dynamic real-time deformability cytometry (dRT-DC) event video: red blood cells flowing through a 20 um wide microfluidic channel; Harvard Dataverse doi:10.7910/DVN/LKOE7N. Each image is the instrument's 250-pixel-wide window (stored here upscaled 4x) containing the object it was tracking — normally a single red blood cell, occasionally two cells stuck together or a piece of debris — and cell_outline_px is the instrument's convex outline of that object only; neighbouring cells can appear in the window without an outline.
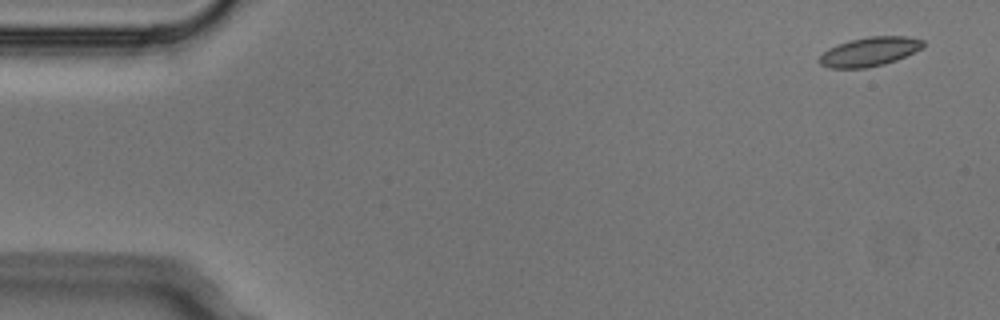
{"species": "Egyptian fruit bat (a non-hibernating species)", "species_latin": "Rousettus aegyptiacus", "temperature_condition": "cold", "stored_images_in_passage": 4, "camera_frame_rate_fps": 3000, "um_per_image_px": 0.085, "animal": {"sex": "male"}, "frame": {"image": 1, "passage_image": 1, "time_ms": 0.0, "image_size_px": [1000, 320], "cell_outline_px": [[924, 48], [896, 60], [884, 64], [868, 68], [828, 68], [820, 64], [816, 60], [828, 48], [848, 40], [868, 36], [908, 36], [924, 40]], "centroid_in_image_um": [73.91, 4.39], "position_along_channel_um": 11.1, "area_um2": 17.86}}